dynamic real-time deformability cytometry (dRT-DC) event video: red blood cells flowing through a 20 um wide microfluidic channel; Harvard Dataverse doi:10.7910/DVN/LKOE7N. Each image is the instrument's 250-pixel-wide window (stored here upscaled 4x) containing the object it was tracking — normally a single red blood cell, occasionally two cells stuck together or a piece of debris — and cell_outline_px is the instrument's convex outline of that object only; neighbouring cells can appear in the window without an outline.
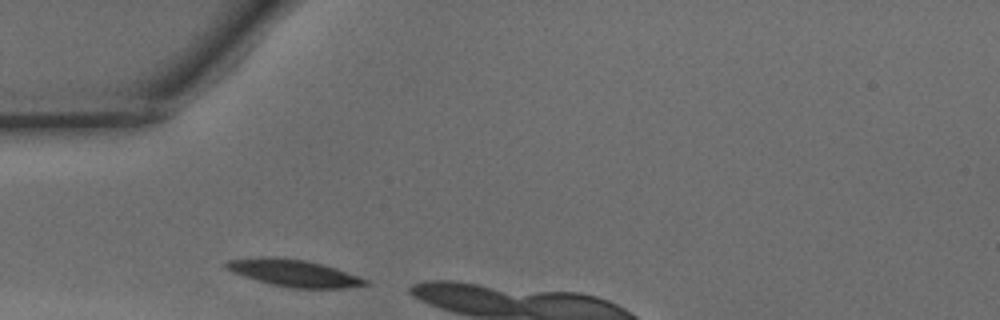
{"species": "common noctule bat (a hibernating species)", "species_latin": "Nyctalus noctula", "temperature_condition": "warm", "stored_images_in_passage": 3, "camera_frame_rate_fps": 3000, "um_per_image_px": 0.085, "animal": {"sex": "male", "body_mass_g": 15.6}, "frame": {"image": 1, "passage_image": 1, "time_ms": 0.0, "image_size_px": [1000, 320], "cell_outline_px": [[372, 284], [344, 288], [288, 288], [272, 284], [232, 272], [224, 268], [224, 264], [228, 260], [260, 256], [276, 256], [304, 260], [336, 268], [368, 280]], "centroid_in_image_um": [24.96, 23.2], "position_along_channel_um": 60.0, "area_um2": 21.85}}